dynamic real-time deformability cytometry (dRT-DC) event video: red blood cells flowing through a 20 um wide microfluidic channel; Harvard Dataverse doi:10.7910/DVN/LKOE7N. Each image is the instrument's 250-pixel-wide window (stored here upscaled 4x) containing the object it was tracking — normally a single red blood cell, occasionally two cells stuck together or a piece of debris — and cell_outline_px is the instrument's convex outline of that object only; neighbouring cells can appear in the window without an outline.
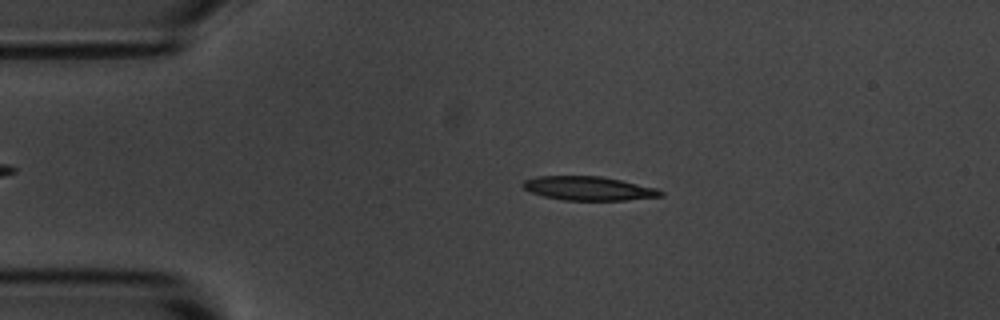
{"species": "common noctule bat (a hibernating species)", "species_latin": "Nyctalus noctula", "temperature_condition": "room temperature", "stored_images_in_passage": 4, "camera_frame_rate_fps": 3000, "um_per_image_px": 0.085, "animal": {"sex": "male", "body_mass_g": 20.1, "forearm_length_mm": 53.5}, "frame": {"image": 1, "passage_image": 2, "time_ms": 1.333, "image_size_px": [1000, 320], "cell_outline_px": [[664, 196], [624, 200], [564, 200], [544, 196], [532, 192], [524, 188], [520, 184], [524, 180], [536, 176], [604, 176], [656, 188], [664, 192]], "centroid_in_image_um": [50.03, 16.0], "position_along_channel_um": 35.0, "area_um2": 19.19}}
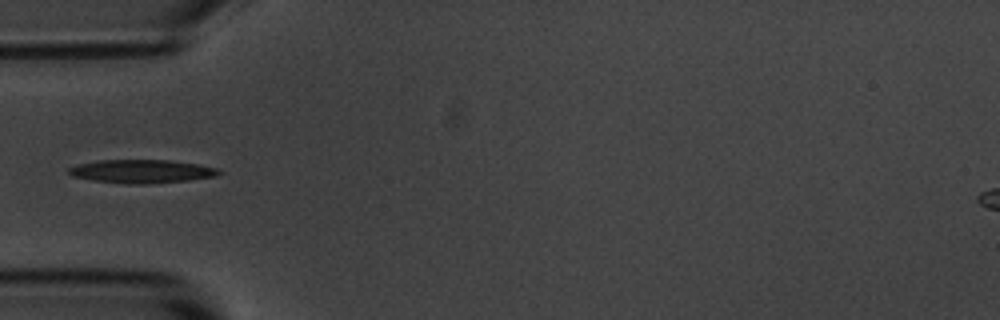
{"frame": {"image": 2, "passage_image": 4, "time_ms": 3.333, "image_size_px": [1000, 320], "cell_outline_px": [[224, 172], [216, 176], [188, 180], [148, 184], [128, 184], [92, 180], [72, 176], [68, 172], [68, 168], [76, 164], [100, 160], [168, 160], [196, 164], [216, 168]], "centroid_in_image_um": [12.02, 14.56], "position_along_channel_um": 73.0, "area_um2": 20.46}}